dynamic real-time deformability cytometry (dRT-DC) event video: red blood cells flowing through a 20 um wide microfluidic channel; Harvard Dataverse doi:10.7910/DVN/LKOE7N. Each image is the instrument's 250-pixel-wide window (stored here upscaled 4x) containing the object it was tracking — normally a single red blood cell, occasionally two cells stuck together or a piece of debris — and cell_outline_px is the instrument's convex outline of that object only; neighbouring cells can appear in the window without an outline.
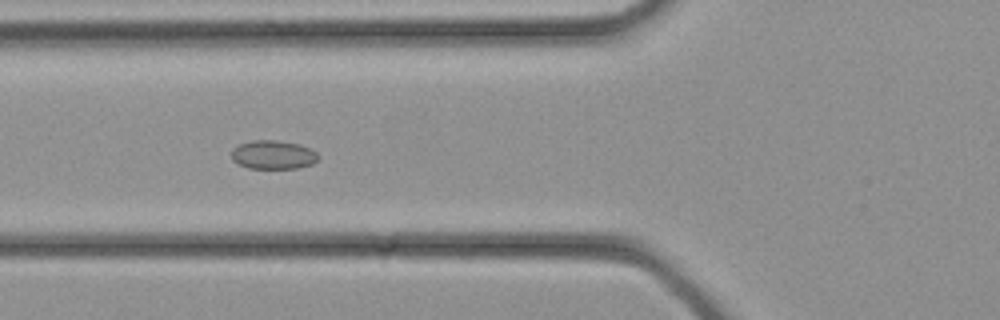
{"species": "common noctule bat (a hibernating species)", "species_latin": "Nyctalus noctula", "temperature_condition": "cold", "stored_images_in_passage": 35, "camera_frame_rate_fps": 3000, "um_per_image_px": 0.085, "animal": {"sex": "female", "body_mass_g": 21.9}, "frame": {"image": 1, "passage_image": 13, "time_ms": 4.0, "image_size_px": [1000, 320], "cell_outline_px": [[320, 156], [312, 164], [296, 168], [248, 168], [232, 160], [232, 148], [240, 144], [252, 140], [276, 140], [300, 144], [316, 152]], "centroid_in_image_um": [23.21, 13.15], "position_along_channel_um": 102.6, "area_um2": 14.45}}
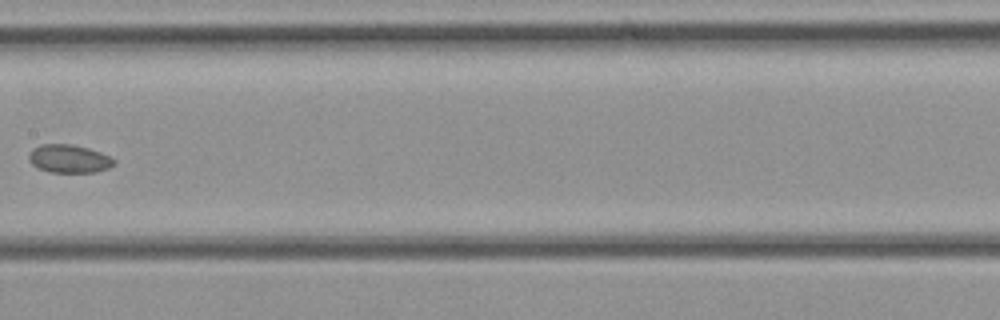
{"frame": {"image": 2, "passage_image": 18, "time_ms": 5.667, "image_size_px": [1000, 320], "cell_outline_px": [[116, 164], [108, 168], [96, 172], [48, 172], [32, 164], [28, 160], [28, 152], [32, 148], [40, 144], [72, 144], [88, 148], [100, 152], [116, 160]], "centroid_in_image_um": [5.85, 13.48], "position_along_channel_um": 201.6, "area_um2": 14.1}}
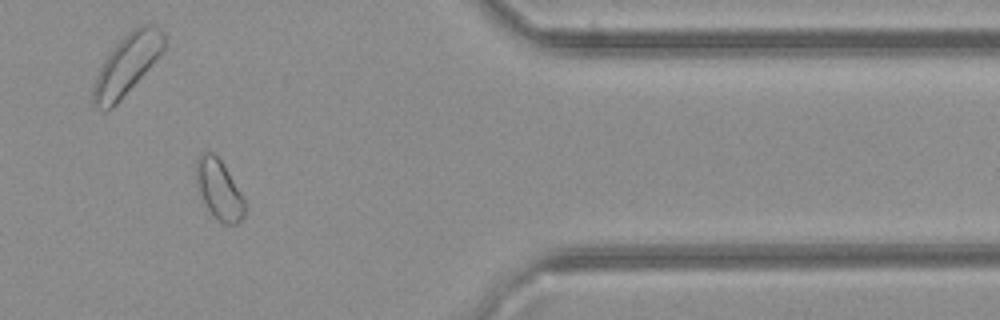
{"frame": {"image": 3, "passage_image": 29, "time_ms": 9.333, "image_size_px": [1000, 320], "cell_outline_px": [[244, 216], [236, 224], [224, 224], [208, 208], [200, 192], [196, 180], [196, 160], [200, 152], [212, 152], [224, 164], [244, 200]], "centroid_in_image_um": [18.6, 16.07], "position_along_channel_um": 392.8, "area_um2": 16.36}}